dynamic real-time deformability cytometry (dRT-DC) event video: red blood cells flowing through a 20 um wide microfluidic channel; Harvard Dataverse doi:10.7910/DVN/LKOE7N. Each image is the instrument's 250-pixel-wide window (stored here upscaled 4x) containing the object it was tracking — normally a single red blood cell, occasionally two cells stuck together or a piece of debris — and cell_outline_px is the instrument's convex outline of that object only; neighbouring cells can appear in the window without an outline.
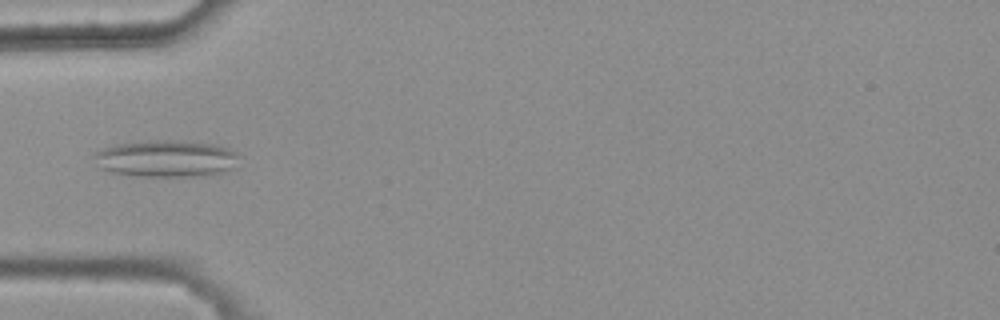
{"species": "common noctule bat (a hibernating species)", "species_latin": "Nyctalus noctula", "temperature_condition": "warm", "stored_images_in_passage": 5, "camera_frame_rate_fps": 3000, "um_per_image_px": 0.085, "animal": {"sex": "female", "body_mass_g": 25.1}, "frame": {"image": 1, "passage_image": 5, "time_ms": 1.333, "image_size_px": [1000, 320], "cell_outline_px": [[240, 156], [232, 168], [200, 176], [136, 176], [112, 172], [100, 168], [92, 156], [96, 152], [104, 148], [116, 144], [156, 140], [168, 140], [212, 144], [236, 152]], "centroid_in_image_um": [14.06, 13.48], "position_along_channel_um": 70.9, "area_um2": 30.58}}